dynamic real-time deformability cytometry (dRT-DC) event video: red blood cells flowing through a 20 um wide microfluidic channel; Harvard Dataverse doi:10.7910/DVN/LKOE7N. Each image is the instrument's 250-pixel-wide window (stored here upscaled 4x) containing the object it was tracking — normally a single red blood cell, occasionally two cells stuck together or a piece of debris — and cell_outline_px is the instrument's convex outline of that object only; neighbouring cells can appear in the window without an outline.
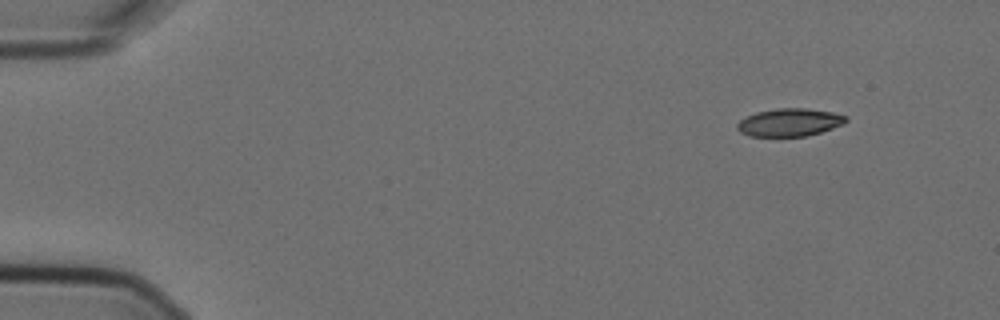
{"species": "Egyptian fruit bat (a non-hibernating species)", "species_latin": "Rousettus aegyptiacus", "temperature_condition": "cold", "stored_images_in_passage": 4, "camera_frame_rate_fps": 3000, "um_per_image_px": 0.085, "animal": {"sex": "female"}, "frame": {"image": 1, "passage_image": 1, "time_ms": 0.0, "image_size_px": [1000, 320], "cell_outline_px": [[848, 120], [844, 124], [820, 132], [804, 136], [748, 136], [740, 132], [736, 128], [736, 124], [740, 120], [756, 112], [776, 108], [804, 108], [832, 112], [848, 116]], "centroid_in_image_um": [67.11, 10.4], "position_along_channel_um": 17.9, "area_um2": 17.63}}
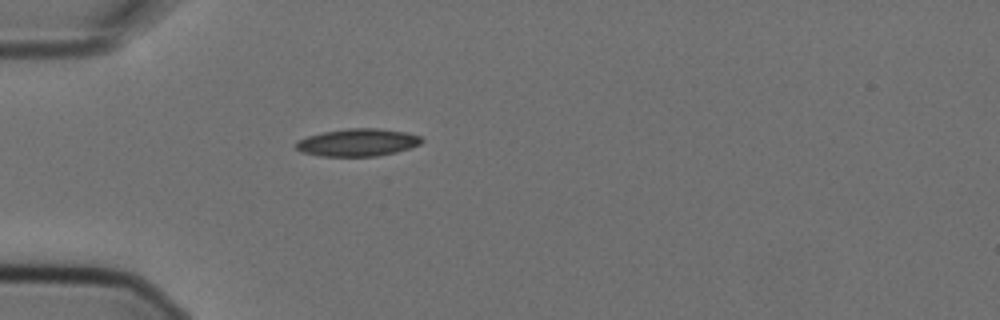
{"frame": {"image": 2, "passage_image": 4, "time_ms": 1.0, "image_size_px": [1000, 320], "cell_outline_px": [[424, 140], [420, 144], [396, 152], [376, 156], [320, 156], [300, 152], [292, 144], [296, 140], [308, 136], [324, 132], [348, 128], [376, 128], [408, 132], [420, 136]], "centroid_in_image_um": [30.36, 12.11], "position_along_channel_um": 54.6, "area_um2": 20.29}}